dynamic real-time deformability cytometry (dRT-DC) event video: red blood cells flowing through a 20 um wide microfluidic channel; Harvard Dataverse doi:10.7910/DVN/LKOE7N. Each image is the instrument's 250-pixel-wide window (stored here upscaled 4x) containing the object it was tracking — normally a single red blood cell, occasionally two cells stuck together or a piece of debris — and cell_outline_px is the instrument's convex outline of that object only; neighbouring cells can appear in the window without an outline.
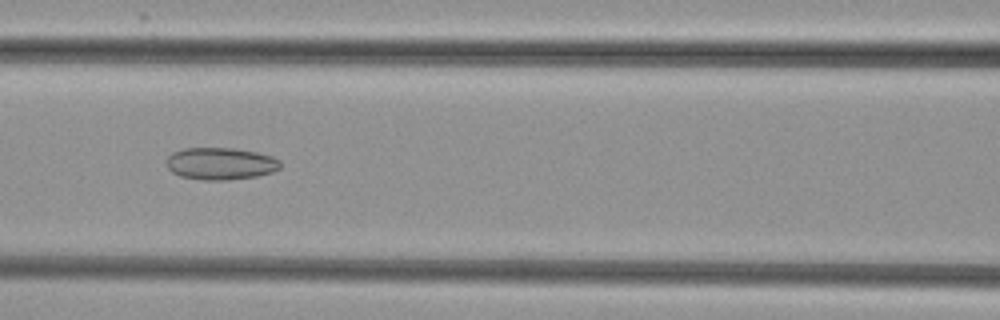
{"species": "common noctule bat (a hibernating species)", "species_latin": "Nyctalus noctula", "temperature_condition": "cold", "stored_images_in_passage": 6, "camera_frame_rate_fps": 3000, "um_per_image_px": 0.085, "animal": {"sex": "female", "body_mass_g": 29.2, "forearm_length_mm": 56.3}, "frame": {"image": 1, "passage_image": 4, "time_ms": 4.333, "image_size_px": [1000, 320], "cell_outline_px": [[280, 168], [272, 172], [256, 176], [228, 180], [204, 180], [180, 176], [172, 172], [168, 168], [168, 156], [172, 152], [184, 148], [232, 148], [256, 152], [272, 156], [280, 160]], "centroid_in_image_um": [18.75, 13.9], "position_along_channel_um": 147.8, "area_um2": 21.27}}
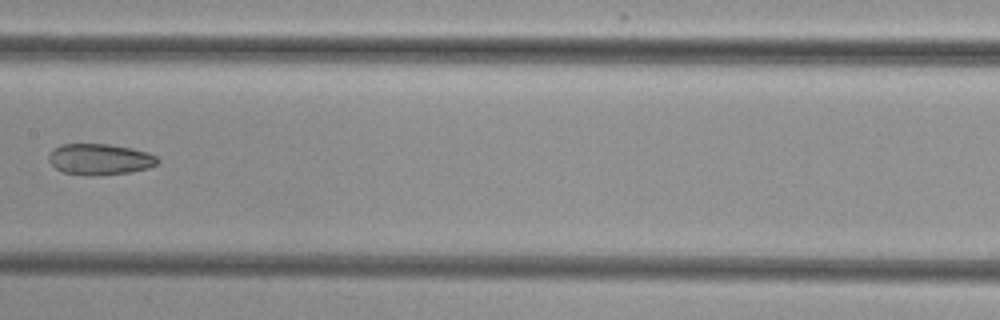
{"frame": {"image": 2, "passage_image": 5, "time_ms": 5.667, "image_size_px": [1000, 320], "cell_outline_px": [[160, 160], [156, 164], [148, 168], [128, 172], [92, 176], [88, 176], [64, 172], [56, 168], [48, 160], [48, 156], [60, 144], [108, 144], [132, 148], [148, 152], [156, 156]], "centroid_in_image_um": [8.5, 13.54], "position_along_channel_um": 198.9, "area_um2": 19.59}}
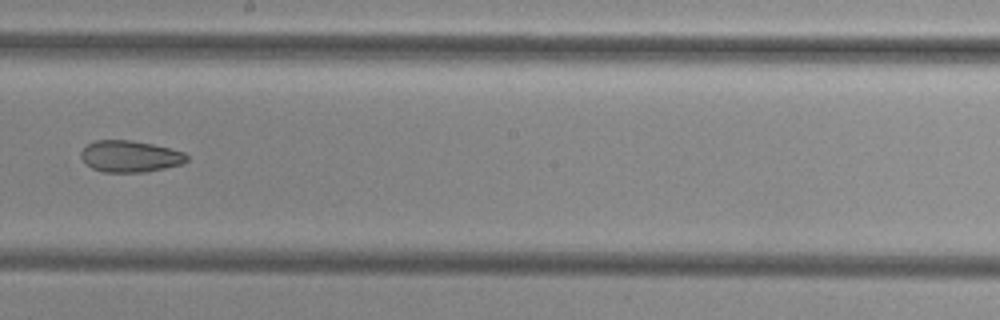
{"frame": {"image": 3, "passage_image": 6, "time_ms": 6.667, "image_size_px": [1000, 320], "cell_outline_px": [[188, 160], [184, 164], [144, 172], [104, 172], [92, 168], [80, 156], [80, 152], [88, 144], [96, 140], [132, 140], [152, 144], [184, 152], [188, 156]], "centroid_in_image_um": [11.07, 13.29], "position_along_channel_um": 237.1, "area_um2": 19.36}}